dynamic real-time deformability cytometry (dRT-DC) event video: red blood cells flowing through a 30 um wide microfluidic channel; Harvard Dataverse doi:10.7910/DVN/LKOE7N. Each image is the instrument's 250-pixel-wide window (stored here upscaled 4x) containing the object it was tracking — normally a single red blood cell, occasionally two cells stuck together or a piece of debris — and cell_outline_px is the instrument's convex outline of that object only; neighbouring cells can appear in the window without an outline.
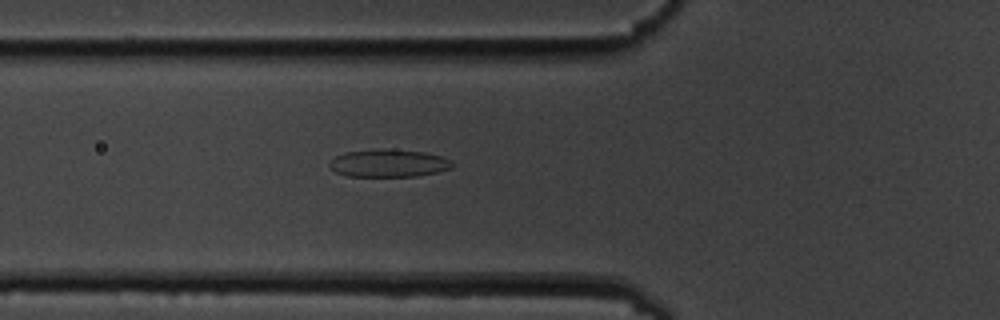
{"species": "common noctule bat (a hibernating species)", "species_latin": "Nyctalus noctula", "temperature_condition": "cold", "stored_images_in_passage": 6, "camera_frame_rate_fps": 3000, "um_per_image_px": 0.085, "animal": {"sex": "male", "body_mass_g": 19.5, "forearm_length_mm": 54.6}, "frame": {"image": 1, "passage_image": 6, "time_ms": 6.667, "image_size_px": [1000, 320], "cell_outline_px": [[452, 168], [436, 172], [416, 176], [348, 176], [336, 172], [328, 164], [336, 156], [344, 152], [376, 148], [384, 148], [424, 152], [440, 156], [452, 160]], "centroid_in_image_um": [33.02, 13.85], "position_along_channel_um": 92.8, "area_um2": 19.83}}